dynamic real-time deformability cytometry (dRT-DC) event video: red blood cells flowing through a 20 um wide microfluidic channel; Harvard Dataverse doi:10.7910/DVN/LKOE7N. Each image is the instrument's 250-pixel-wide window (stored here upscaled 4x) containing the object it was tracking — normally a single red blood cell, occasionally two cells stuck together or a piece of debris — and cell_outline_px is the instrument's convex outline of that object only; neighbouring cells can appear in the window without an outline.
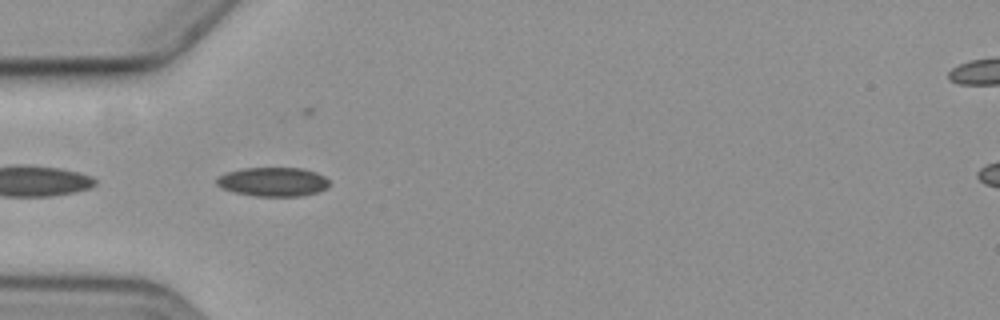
{"species": "common noctule bat (a hibernating species)", "species_latin": "Nyctalus noctula", "temperature_condition": "cold", "stored_images_in_passage": 6, "camera_frame_rate_fps": 3000, "um_per_image_px": 0.085, "animal": {"sex": "female", "body_mass_g": 19.3, "forearm_length_mm": 54.1}, "frame": {"image": 1, "passage_image": 5, "time_ms": 6.0, "image_size_px": [1000, 320], "cell_outline_px": [[328, 188], [316, 192], [300, 196], [256, 196], [236, 192], [220, 188], [216, 184], [216, 176], [228, 172], [244, 168], [300, 168], [316, 172], [324, 176], [328, 180]], "centroid_in_image_um": [23.18, 15.45], "position_along_channel_um": 61.8, "area_um2": 19.02}}